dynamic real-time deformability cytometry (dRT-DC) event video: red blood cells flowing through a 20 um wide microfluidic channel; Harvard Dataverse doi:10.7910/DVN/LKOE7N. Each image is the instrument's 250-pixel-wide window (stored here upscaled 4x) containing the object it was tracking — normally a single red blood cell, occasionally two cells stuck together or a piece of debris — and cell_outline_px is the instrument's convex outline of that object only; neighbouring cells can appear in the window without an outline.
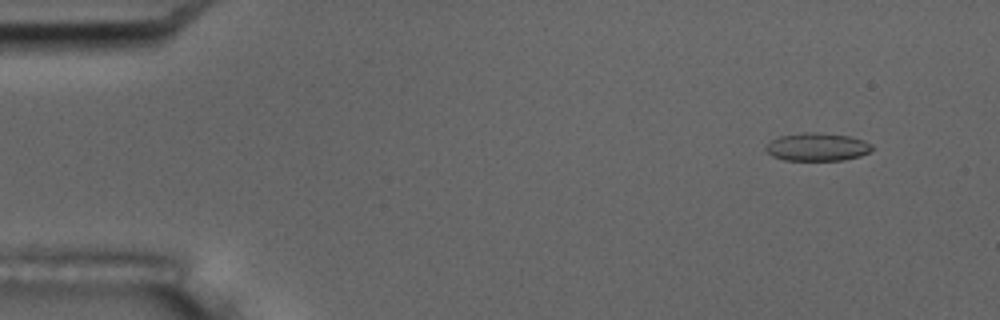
{"species": "common noctule bat (a hibernating species)", "species_latin": "Nyctalus noctula", "temperature_condition": "room temperature", "stored_images_in_passage": 8, "camera_frame_rate_fps": 3000, "um_per_image_px": 0.085, "animal": {"sex": "male", "body_mass_g": 17.5, "forearm_length_mm": 52.3}, "frame": {"image": 1, "passage_image": 2, "time_ms": 1.0, "image_size_px": [1000, 320], "cell_outline_px": [[872, 152], [860, 156], [844, 160], [784, 160], [772, 156], [764, 148], [772, 140], [780, 136], [800, 132], [816, 132], [848, 136], [864, 140], [872, 144]], "centroid_in_image_um": [69.48, 12.49], "position_along_channel_um": 15.5, "area_um2": 17.4}}
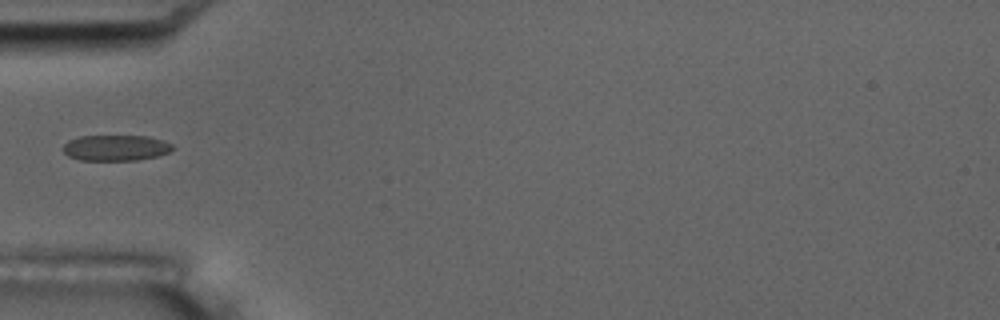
{"frame": {"image": 2, "passage_image": 6, "time_ms": 5.667, "image_size_px": [1000, 320], "cell_outline_px": [[176, 148], [168, 152], [156, 156], [136, 160], [80, 160], [68, 156], [60, 148], [68, 140], [80, 136], [148, 136], [164, 140], [172, 144]], "centroid_in_image_um": [9.82, 12.56], "position_along_channel_um": 75.2, "area_um2": 16.59}}